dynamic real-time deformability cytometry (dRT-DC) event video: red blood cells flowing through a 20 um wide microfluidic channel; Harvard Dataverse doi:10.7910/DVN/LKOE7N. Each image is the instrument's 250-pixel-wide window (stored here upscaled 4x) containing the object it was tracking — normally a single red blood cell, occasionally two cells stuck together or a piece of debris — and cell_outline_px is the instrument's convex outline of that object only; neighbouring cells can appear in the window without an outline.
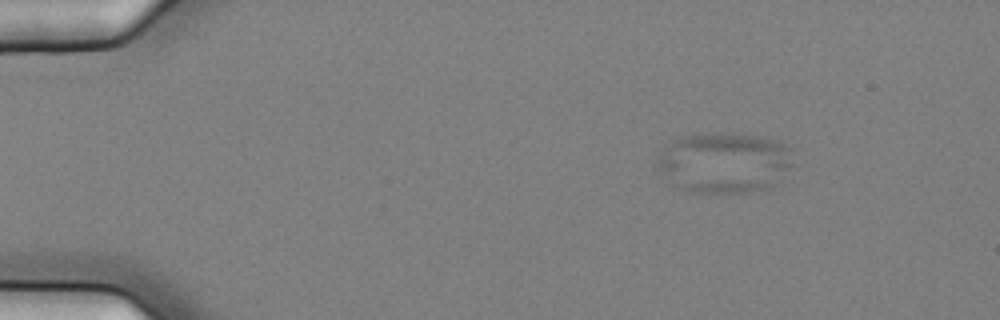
{"species": "common noctule bat (a hibernating species)", "species_latin": "Nyctalus noctula", "temperature_condition": "cold", "stored_images_in_passage": 8, "camera_frame_rate_fps": 3000, "um_per_image_px": 0.085, "animal": {"sex": "female", "body_mass_g": 25.1}, "frame": {"image": 1, "passage_image": 3, "time_ms": 0.667, "image_size_px": [1000, 320], "cell_outline_px": [[792, 164], [776, 184], [768, 192], [700, 192], [680, 188], [656, 168], [656, 160], [664, 148], [672, 140], [684, 136], [712, 132], [716, 132], [760, 136], [780, 140], [788, 148]], "centroid_in_image_um": [61.59, 13.82], "position_along_channel_um": 23.4, "area_um2": 48.15}}
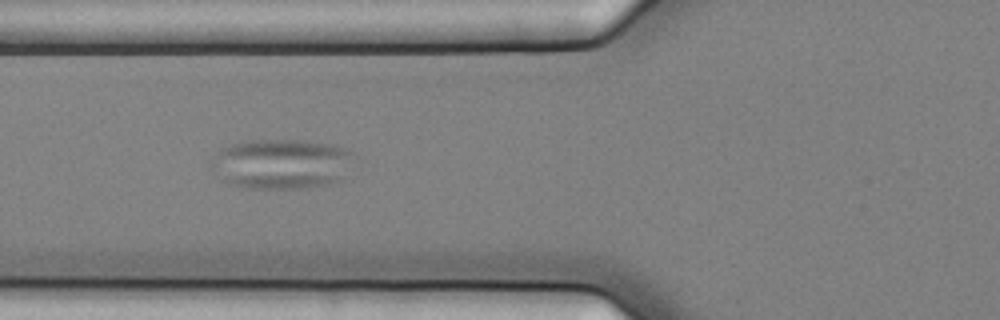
{"frame": {"image": 2, "passage_image": 7, "time_ms": 2.0, "image_size_px": [1000, 320], "cell_outline_px": [[356, 156], [340, 180], [332, 184], [308, 188], [248, 188], [228, 184], [208, 164], [220, 148], [232, 144], [252, 140], [304, 140], [336, 144], [348, 148], [356, 152]], "centroid_in_image_um": [23.98, 13.92], "position_along_channel_um": 101.8, "area_um2": 42.25}}
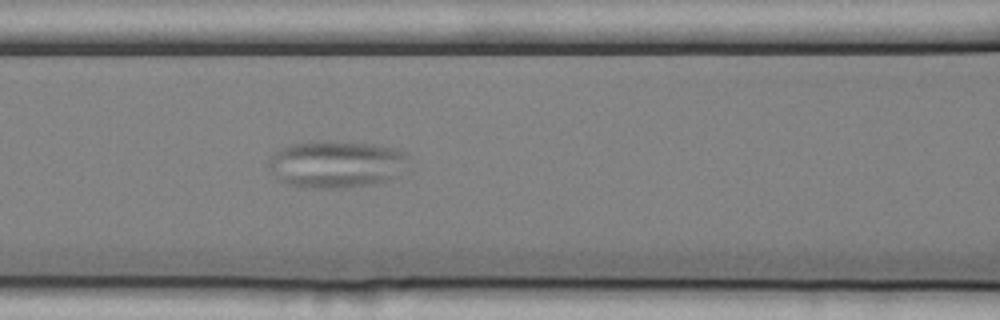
{"frame": {"image": 3, "passage_image": 8, "time_ms": 2.333, "image_size_px": [1000, 320], "cell_outline_px": [[408, 156], [392, 176], [388, 180], [380, 184], [340, 188], [304, 188], [288, 184], [280, 180], [268, 164], [268, 156], [280, 148], [288, 144], [328, 140], [376, 144], [396, 148], [404, 152]], "centroid_in_image_um": [28.5, 13.94], "position_along_channel_um": 138.1, "area_um2": 38.32}}